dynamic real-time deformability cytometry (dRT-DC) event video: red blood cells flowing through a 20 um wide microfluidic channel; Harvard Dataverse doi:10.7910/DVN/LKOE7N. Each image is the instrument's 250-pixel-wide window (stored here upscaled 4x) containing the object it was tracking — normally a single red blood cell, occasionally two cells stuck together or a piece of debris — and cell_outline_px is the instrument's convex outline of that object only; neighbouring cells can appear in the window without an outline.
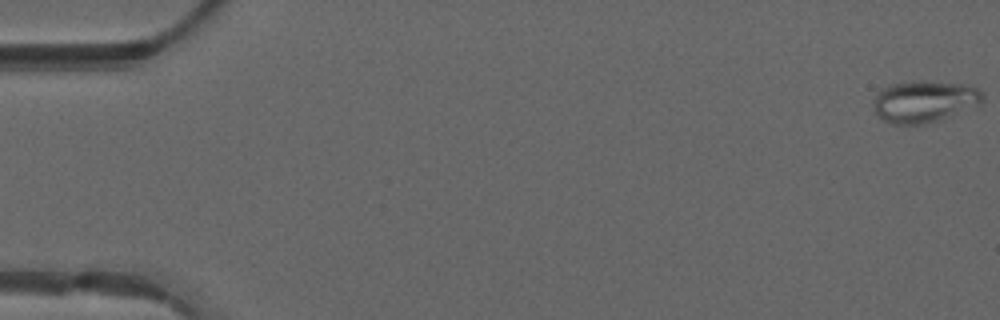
{"species": "common noctule bat (a hibernating species)", "species_latin": "Nyctalus noctula", "temperature_condition": "warm", "stored_images_in_passage": 50, "camera_frame_rate_fps": 3000, "um_per_image_px": 0.085, "animal": {"sex": "male", "forearm_length_mm": 52.5}, "frame": {"image": 1, "passage_image": 1, "time_ms": 0.0, "image_size_px": [1000, 320], "cell_outline_px": [[984, 100], [980, 104], [936, 120], [924, 124], [892, 124], [884, 120], [876, 112], [872, 104], [872, 100], [876, 92], [888, 84], [920, 80], [924, 80], [968, 84], [984, 92]], "centroid_in_image_um": [78.54, 8.58], "position_along_channel_um": 6.5, "area_um2": 26.76}}
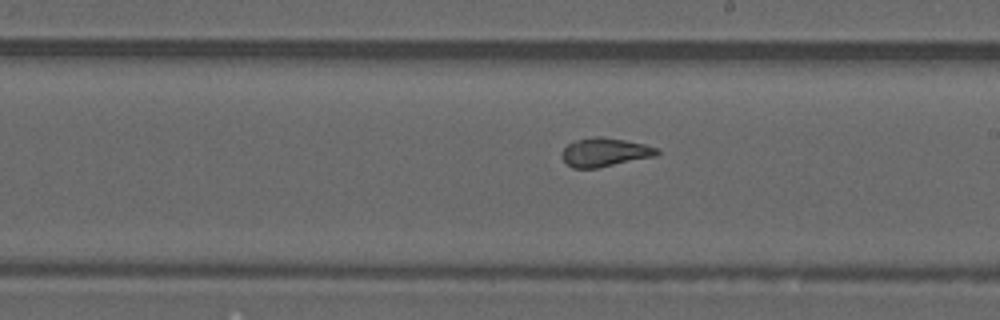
{"frame": {"image": 2, "passage_image": 29, "time_ms": 9.333, "image_size_px": [1000, 320], "cell_outline_px": [[660, 152], [656, 156], [596, 168], [572, 168], [560, 156], [564, 148], [568, 144], [576, 140], [592, 136], [600, 136], [624, 140], [644, 144], [660, 148]], "centroid_in_image_um": [51.42, 12.93], "position_along_channel_um": 237.6, "area_um2": 15.9}}
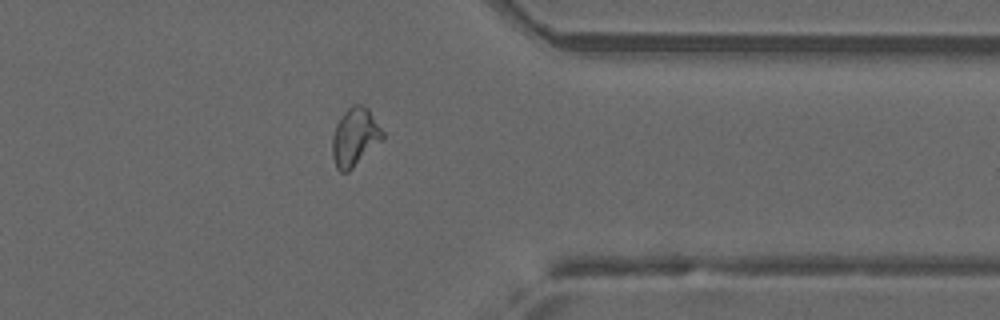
{"frame": {"image": 3, "passage_image": 40, "time_ms": 13.0, "image_size_px": [1000, 320], "cell_outline_px": [[384, 140], [348, 172], [340, 172], [336, 168], [332, 156], [332, 136], [336, 124], [340, 116], [352, 104], [360, 104], [368, 108], [384, 132]], "centroid_in_image_um": [30.17, 11.66], "position_along_channel_um": 381.2, "area_um2": 17.34}, "authors_computed_cell_mechanics": {"area_um2": 17.5423, "velocity_mm_per_s": 4.1676, "shape_relaxation_time_tau1_ms": null, "shape_relaxation_time_tau2_ms": 0.9734, "deformation_change_tau1": null, "deformation_change_tau2": 0.065}}